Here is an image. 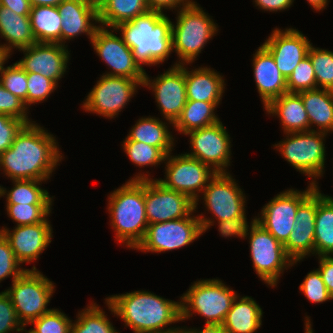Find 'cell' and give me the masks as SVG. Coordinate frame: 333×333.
Listing matches in <instances>:
<instances>
[{"mask_svg":"<svg viewBox=\"0 0 333 333\" xmlns=\"http://www.w3.org/2000/svg\"><path fill=\"white\" fill-rule=\"evenodd\" d=\"M249 239L250 257L253 268L265 284L277 287L280 276L285 270L301 261H292L281 244L257 221L245 239Z\"/></svg>","mask_w":333,"mask_h":333,"instance_id":"obj_10","label":"cell"},{"mask_svg":"<svg viewBox=\"0 0 333 333\" xmlns=\"http://www.w3.org/2000/svg\"><path fill=\"white\" fill-rule=\"evenodd\" d=\"M196 212L194 209L182 219L148 224L145 237L135 250L159 254L191 245L216 221L212 217L206 218L203 213L195 216Z\"/></svg>","mask_w":333,"mask_h":333,"instance_id":"obj_7","label":"cell"},{"mask_svg":"<svg viewBox=\"0 0 333 333\" xmlns=\"http://www.w3.org/2000/svg\"><path fill=\"white\" fill-rule=\"evenodd\" d=\"M263 313L254 298L238 293L222 326L226 333H256L262 325Z\"/></svg>","mask_w":333,"mask_h":333,"instance_id":"obj_27","label":"cell"},{"mask_svg":"<svg viewBox=\"0 0 333 333\" xmlns=\"http://www.w3.org/2000/svg\"><path fill=\"white\" fill-rule=\"evenodd\" d=\"M298 94L302 98L308 115L310 131L323 132L326 134L332 133L333 91L317 88L304 90L298 92Z\"/></svg>","mask_w":333,"mask_h":333,"instance_id":"obj_28","label":"cell"},{"mask_svg":"<svg viewBox=\"0 0 333 333\" xmlns=\"http://www.w3.org/2000/svg\"><path fill=\"white\" fill-rule=\"evenodd\" d=\"M327 135L317 131L285 133L286 138L273 147L299 173L310 177V183L319 189L316 179L324 176Z\"/></svg>","mask_w":333,"mask_h":333,"instance_id":"obj_8","label":"cell"},{"mask_svg":"<svg viewBox=\"0 0 333 333\" xmlns=\"http://www.w3.org/2000/svg\"><path fill=\"white\" fill-rule=\"evenodd\" d=\"M255 6L258 9L269 11V12H278L284 11L293 4L294 0H253Z\"/></svg>","mask_w":333,"mask_h":333,"instance_id":"obj_52","label":"cell"},{"mask_svg":"<svg viewBox=\"0 0 333 333\" xmlns=\"http://www.w3.org/2000/svg\"><path fill=\"white\" fill-rule=\"evenodd\" d=\"M316 189V185L309 183L303 191L290 188L280 192L262 207L257 222L284 245L293 232L298 207Z\"/></svg>","mask_w":333,"mask_h":333,"instance_id":"obj_13","label":"cell"},{"mask_svg":"<svg viewBox=\"0 0 333 333\" xmlns=\"http://www.w3.org/2000/svg\"><path fill=\"white\" fill-rule=\"evenodd\" d=\"M201 194L203 197L197 198L194 209L198 208L199 199H202L206 211L217 221L230 220L246 214V195L229 171L216 173Z\"/></svg>","mask_w":333,"mask_h":333,"instance_id":"obj_15","label":"cell"},{"mask_svg":"<svg viewBox=\"0 0 333 333\" xmlns=\"http://www.w3.org/2000/svg\"><path fill=\"white\" fill-rule=\"evenodd\" d=\"M28 108L24 101L13 95L0 84V114H6L13 118L23 120L26 124L32 123L28 117Z\"/></svg>","mask_w":333,"mask_h":333,"instance_id":"obj_46","label":"cell"},{"mask_svg":"<svg viewBox=\"0 0 333 333\" xmlns=\"http://www.w3.org/2000/svg\"><path fill=\"white\" fill-rule=\"evenodd\" d=\"M311 42L294 28H274L262 46L273 56L279 71L287 78L307 56Z\"/></svg>","mask_w":333,"mask_h":333,"instance_id":"obj_20","label":"cell"},{"mask_svg":"<svg viewBox=\"0 0 333 333\" xmlns=\"http://www.w3.org/2000/svg\"><path fill=\"white\" fill-rule=\"evenodd\" d=\"M54 284L40 271L26 270L5 289L23 326L52 310L47 306L55 292Z\"/></svg>","mask_w":333,"mask_h":333,"instance_id":"obj_9","label":"cell"},{"mask_svg":"<svg viewBox=\"0 0 333 333\" xmlns=\"http://www.w3.org/2000/svg\"><path fill=\"white\" fill-rule=\"evenodd\" d=\"M176 15V24L172 22V44L179 61L173 66L190 65L219 32L218 24L196 1L177 10Z\"/></svg>","mask_w":333,"mask_h":333,"instance_id":"obj_5","label":"cell"},{"mask_svg":"<svg viewBox=\"0 0 333 333\" xmlns=\"http://www.w3.org/2000/svg\"><path fill=\"white\" fill-rule=\"evenodd\" d=\"M310 7L315 10L316 12L323 11V9H326V6L328 5L329 0H306Z\"/></svg>","mask_w":333,"mask_h":333,"instance_id":"obj_55","label":"cell"},{"mask_svg":"<svg viewBox=\"0 0 333 333\" xmlns=\"http://www.w3.org/2000/svg\"><path fill=\"white\" fill-rule=\"evenodd\" d=\"M91 2H93L94 4L98 5L100 4L103 0H89Z\"/></svg>","mask_w":333,"mask_h":333,"instance_id":"obj_60","label":"cell"},{"mask_svg":"<svg viewBox=\"0 0 333 333\" xmlns=\"http://www.w3.org/2000/svg\"><path fill=\"white\" fill-rule=\"evenodd\" d=\"M48 217L40 223L15 226L12 230L2 227L0 232L7 238L20 264L36 262L51 243L53 228Z\"/></svg>","mask_w":333,"mask_h":333,"instance_id":"obj_21","label":"cell"},{"mask_svg":"<svg viewBox=\"0 0 333 333\" xmlns=\"http://www.w3.org/2000/svg\"><path fill=\"white\" fill-rule=\"evenodd\" d=\"M142 83L143 80L102 74L82 102L81 107L86 113L113 119L131 101Z\"/></svg>","mask_w":333,"mask_h":333,"instance_id":"obj_11","label":"cell"},{"mask_svg":"<svg viewBox=\"0 0 333 333\" xmlns=\"http://www.w3.org/2000/svg\"><path fill=\"white\" fill-rule=\"evenodd\" d=\"M29 19L36 42L61 44L62 19L57 6H32Z\"/></svg>","mask_w":333,"mask_h":333,"instance_id":"obj_33","label":"cell"},{"mask_svg":"<svg viewBox=\"0 0 333 333\" xmlns=\"http://www.w3.org/2000/svg\"><path fill=\"white\" fill-rule=\"evenodd\" d=\"M184 327V328H183ZM180 328L182 333H226L222 325L219 324H205V326L200 330V328H187L183 326Z\"/></svg>","mask_w":333,"mask_h":333,"instance_id":"obj_54","label":"cell"},{"mask_svg":"<svg viewBox=\"0 0 333 333\" xmlns=\"http://www.w3.org/2000/svg\"><path fill=\"white\" fill-rule=\"evenodd\" d=\"M142 87H147L154 93L155 102L163 120L174 124L187 102L185 64L171 66L154 79H150L145 71Z\"/></svg>","mask_w":333,"mask_h":333,"instance_id":"obj_18","label":"cell"},{"mask_svg":"<svg viewBox=\"0 0 333 333\" xmlns=\"http://www.w3.org/2000/svg\"><path fill=\"white\" fill-rule=\"evenodd\" d=\"M237 295L221 279L195 281L180 297L181 322L197 314L205 318V324L222 325Z\"/></svg>","mask_w":333,"mask_h":333,"instance_id":"obj_6","label":"cell"},{"mask_svg":"<svg viewBox=\"0 0 333 333\" xmlns=\"http://www.w3.org/2000/svg\"><path fill=\"white\" fill-rule=\"evenodd\" d=\"M22 328L9 295L5 290L0 292V333L21 332Z\"/></svg>","mask_w":333,"mask_h":333,"instance_id":"obj_47","label":"cell"},{"mask_svg":"<svg viewBox=\"0 0 333 333\" xmlns=\"http://www.w3.org/2000/svg\"><path fill=\"white\" fill-rule=\"evenodd\" d=\"M317 89L316 77L310 57L305 56L287 77L288 93Z\"/></svg>","mask_w":333,"mask_h":333,"instance_id":"obj_40","label":"cell"},{"mask_svg":"<svg viewBox=\"0 0 333 333\" xmlns=\"http://www.w3.org/2000/svg\"><path fill=\"white\" fill-rule=\"evenodd\" d=\"M319 268L322 280L327 290L333 296V256H318Z\"/></svg>","mask_w":333,"mask_h":333,"instance_id":"obj_50","label":"cell"},{"mask_svg":"<svg viewBox=\"0 0 333 333\" xmlns=\"http://www.w3.org/2000/svg\"><path fill=\"white\" fill-rule=\"evenodd\" d=\"M219 72L209 67L188 70L185 64V84L187 100L221 102L225 93V79Z\"/></svg>","mask_w":333,"mask_h":333,"instance_id":"obj_25","label":"cell"},{"mask_svg":"<svg viewBox=\"0 0 333 333\" xmlns=\"http://www.w3.org/2000/svg\"><path fill=\"white\" fill-rule=\"evenodd\" d=\"M72 321L61 310L52 308L49 312L31 321L34 333H71Z\"/></svg>","mask_w":333,"mask_h":333,"instance_id":"obj_41","label":"cell"},{"mask_svg":"<svg viewBox=\"0 0 333 333\" xmlns=\"http://www.w3.org/2000/svg\"><path fill=\"white\" fill-rule=\"evenodd\" d=\"M89 304L78 312L76 321H72L71 333H120L97 303Z\"/></svg>","mask_w":333,"mask_h":333,"instance_id":"obj_36","label":"cell"},{"mask_svg":"<svg viewBox=\"0 0 333 333\" xmlns=\"http://www.w3.org/2000/svg\"><path fill=\"white\" fill-rule=\"evenodd\" d=\"M148 173V174H146ZM128 180H145V208L148 224L182 219L194 210V202L185 194L168 189L151 178L149 171Z\"/></svg>","mask_w":333,"mask_h":333,"instance_id":"obj_14","label":"cell"},{"mask_svg":"<svg viewBox=\"0 0 333 333\" xmlns=\"http://www.w3.org/2000/svg\"><path fill=\"white\" fill-rule=\"evenodd\" d=\"M263 109L266 114L279 118L284 134L310 131L308 115L298 93L287 92L272 100Z\"/></svg>","mask_w":333,"mask_h":333,"instance_id":"obj_26","label":"cell"},{"mask_svg":"<svg viewBox=\"0 0 333 333\" xmlns=\"http://www.w3.org/2000/svg\"><path fill=\"white\" fill-rule=\"evenodd\" d=\"M107 210L115 239L136 249L145 237L148 220L145 208V180H128L108 195Z\"/></svg>","mask_w":333,"mask_h":333,"instance_id":"obj_4","label":"cell"},{"mask_svg":"<svg viewBox=\"0 0 333 333\" xmlns=\"http://www.w3.org/2000/svg\"><path fill=\"white\" fill-rule=\"evenodd\" d=\"M170 333H182V331L180 330V328L176 331L170 332Z\"/></svg>","mask_w":333,"mask_h":333,"instance_id":"obj_61","label":"cell"},{"mask_svg":"<svg viewBox=\"0 0 333 333\" xmlns=\"http://www.w3.org/2000/svg\"><path fill=\"white\" fill-rule=\"evenodd\" d=\"M167 121V122H166ZM173 123L160 120L155 116L141 117L132 126L127 137L132 141H139L158 147L166 156L174 150L175 138L169 130Z\"/></svg>","mask_w":333,"mask_h":333,"instance_id":"obj_29","label":"cell"},{"mask_svg":"<svg viewBox=\"0 0 333 333\" xmlns=\"http://www.w3.org/2000/svg\"><path fill=\"white\" fill-rule=\"evenodd\" d=\"M132 50L135 61L144 65L162 64L173 52L172 21L159 11L148 10L136 18L114 27Z\"/></svg>","mask_w":333,"mask_h":333,"instance_id":"obj_3","label":"cell"},{"mask_svg":"<svg viewBox=\"0 0 333 333\" xmlns=\"http://www.w3.org/2000/svg\"><path fill=\"white\" fill-rule=\"evenodd\" d=\"M104 300L111 314L119 317L134 333H170L180 328L168 327L181 321L180 299L176 302L138 290L111 295Z\"/></svg>","mask_w":333,"mask_h":333,"instance_id":"obj_2","label":"cell"},{"mask_svg":"<svg viewBox=\"0 0 333 333\" xmlns=\"http://www.w3.org/2000/svg\"><path fill=\"white\" fill-rule=\"evenodd\" d=\"M0 36L6 41L0 45L10 55L13 49L20 50L36 43L29 16L16 14L4 6H0Z\"/></svg>","mask_w":333,"mask_h":333,"instance_id":"obj_30","label":"cell"},{"mask_svg":"<svg viewBox=\"0 0 333 333\" xmlns=\"http://www.w3.org/2000/svg\"><path fill=\"white\" fill-rule=\"evenodd\" d=\"M306 317L305 319V333H314L313 329H312V323H311V319L309 316L305 315Z\"/></svg>","mask_w":333,"mask_h":333,"instance_id":"obj_58","label":"cell"},{"mask_svg":"<svg viewBox=\"0 0 333 333\" xmlns=\"http://www.w3.org/2000/svg\"><path fill=\"white\" fill-rule=\"evenodd\" d=\"M10 56L11 55L0 45V72L2 71Z\"/></svg>","mask_w":333,"mask_h":333,"instance_id":"obj_57","label":"cell"},{"mask_svg":"<svg viewBox=\"0 0 333 333\" xmlns=\"http://www.w3.org/2000/svg\"><path fill=\"white\" fill-rule=\"evenodd\" d=\"M148 10L146 0H103L98 4L99 25L114 28Z\"/></svg>","mask_w":333,"mask_h":333,"instance_id":"obj_34","label":"cell"},{"mask_svg":"<svg viewBox=\"0 0 333 333\" xmlns=\"http://www.w3.org/2000/svg\"><path fill=\"white\" fill-rule=\"evenodd\" d=\"M15 257L7 238L0 232V283L7 277H12V282L20 277L26 270H38L34 265L32 269H25Z\"/></svg>","mask_w":333,"mask_h":333,"instance_id":"obj_44","label":"cell"},{"mask_svg":"<svg viewBox=\"0 0 333 333\" xmlns=\"http://www.w3.org/2000/svg\"><path fill=\"white\" fill-rule=\"evenodd\" d=\"M59 150L56 136L36 121L25 124L0 155V171L10 180L47 181L64 158Z\"/></svg>","mask_w":333,"mask_h":333,"instance_id":"obj_1","label":"cell"},{"mask_svg":"<svg viewBox=\"0 0 333 333\" xmlns=\"http://www.w3.org/2000/svg\"><path fill=\"white\" fill-rule=\"evenodd\" d=\"M67 47L59 43L36 42L18 50L24 57L16 62L24 71L40 73L58 86L68 69L70 51Z\"/></svg>","mask_w":333,"mask_h":333,"instance_id":"obj_19","label":"cell"},{"mask_svg":"<svg viewBox=\"0 0 333 333\" xmlns=\"http://www.w3.org/2000/svg\"><path fill=\"white\" fill-rule=\"evenodd\" d=\"M307 55L313 65L317 88L333 91V51L311 44Z\"/></svg>","mask_w":333,"mask_h":333,"instance_id":"obj_38","label":"cell"},{"mask_svg":"<svg viewBox=\"0 0 333 333\" xmlns=\"http://www.w3.org/2000/svg\"><path fill=\"white\" fill-rule=\"evenodd\" d=\"M185 135L190 137L191 146L190 153H185L187 156L198 159L216 173H227V168L231 166L232 144L227 128L221 121Z\"/></svg>","mask_w":333,"mask_h":333,"instance_id":"obj_16","label":"cell"},{"mask_svg":"<svg viewBox=\"0 0 333 333\" xmlns=\"http://www.w3.org/2000/svg\"><path fill=\"white\" fill-rule=\"evenodd\" d=\"M25 327H27V325H24V326H23L21 333H22L23 331H24L25 333H34L31 329H29V330L26 329V330H25V329H24Z\"/></svg>","mask_w":333,"mask_h":333,"instance_id":"obj_59","label":"cell"},{"mask_svg":"<svg viewBox=\"0 0 333 333\" xmlns=\"http://www.w3.org/2000/svg\"><path fill=\"white\" fill-rule=\"evenodd\" d=\"M149 10L164 13V10L177 11L180 8L189 6L193 0H146ZM164 9V10H163Z\"/></svg>","mask_w":333,"mask_h":333,"instance_id":"obj_51","label":"cell"},{"mask_svg":"<svg viewBox=\"0 0 333 333\" xmlns=\"http://www.w3.org/2000/svg\"><path fill=\"white\" fill-rule=\"evenodd\" d=\"M246 214L230 220L217 221L218 231L222 237H237L243 238L247 236L253 224L257 221V216L252 218L250 225L247 222Z\"/></svg>","mask_w":333,"mask_h":333,"instance_id":"obj_48","label":"cell"},{"mask_svg":"<svg viewBox=\"0 0 333 333\" xmlns=\"http://www.w3.org/2000/svg\"><path fill=\"white\" fill-rule=\"evenodd\" d=\"M165 158L164 179H156L164 187L187 195L193 202L201 197L199 194L206 188L216 172L198 159L184 154L171 155Z\"/></svg>","mask_w":333,"mask_h":333,"instance_id":"obj_12","label":"cell"},{"mask_svg":"<svg viewBox=\"0 0 333 333\" xmlns=\"http://www.w3.org/2000/svg\"><path fill=\"white\" fill-rule=\"evenodd\" d=\"M221 102H204L187 100L182 113L173 124L179 134H187L190 131L213 125L220 120L215 110Z\"/></svg>","mask_w":333,"mask_h":333,"instance_id":"obj_32","label":"cell"},{"mask_svg":"<svg viewBox=\"0 0 333 333\" xmlns=\"http://www.w3.org/2000/svg\"><path fill=\"white\" fill-rule=\"evenodd\" d=\"M0 6L22 16H29L32 7L30 0H0Z\"/></svg>","mask_w":333,"mask_h":333,"instance_id":"obj_53","label":"cell"},{"mask_svg":"<svg viewBox=\"0 0 333 333\" xmlns=\"http://www.w3.org/2000/svg\"><path fill=\"white\" fill-rule=\"evenodd\" d=\"M58 87L51 79L40 73L27 72V108L29 109L32 104L46 101Z\"/></svg>","mask_w":333,"mask_h":333,"instance_id":"obj_43","label":"cell"},{"mask_svg":"<svg viewBox=\"0 0 333 333\" xmlns=\"http://www.w3.org/2000/svg\"><path fill=\"white\" fill-rule=\"evenodd\" d=\"M0 84L13 95L24 101L27 107V72L17 62L3 67L0 72Z\"/></svg>","mask_w":333,"mask_h":333,"instance_id":"obj_42","label":"cell"},{"mask_svg":"<svg viewBox=\"0 0 333 333\" xmlns=\"http://www.w3.org/2000/svg\"><path fill=\"white\" fill-rule=\"evenodd\" d=\"M63 0H30L31 6H58Z\"/></svg>","mask_w":333,"mask_h":333,"instance_id":"obj_56","label":"cell"},{"mask_svg":"<svg viewBox=\"0 0 333 333\" xmlns=\"http://www.w3.org/2000/svg\"><path fill=\"white\" fill-rule=\"evenodd\" d=\"M114 32V28L100 26L90 41L94 52L107 64L108 69H111L103 74L143 80L145 69L135 61L132 50L123 41L122 36L118 37Z\"/></svg>","mask_w":333,"mask_h":333,"instance_id":"obj_17","label":"cell"},{"mask_svg":"<svg viewBox=\"0 0 333 333\" xmlns=\"http://www.w3.org/2000/svg\"><path fill=\"white\" fill-rule=\"evenodd\" d=\"M252 67L263 108L288 92L287 78L279 71L273 56L262 45L253 54Z\"/></svg>","mask_w":333,"mask_h":333,"instance_id":"obj_24","label":"cell"},{"mask_svg":"<svg viewBox=\"0 0 333 333\" xmlns=\"http://www.w3.org/2000/svg\"><path fill=\"white\" fill-rule=\"evenodd\" d=\"M316 212L317 189L298 207L293 232L284 244L285 252L292 261L314 256Z\"/></svg>","mask_w":333,"mask_h":333,"instance_id":"obj_23","label":"cell"},{"mask_svg":"<svg viewBox=\"0 0 333 333\" xmlns=\"http://www.w3.org/2000/svg\"><path fill=\"white\" fill-rule=\"evenodd\" d=\"M26 123L6 114H0V155L11 147L17 133Z\"/></svg>","mask_w":333,"mask_h":333,"instance_id":"obj_49","label":"cell"},{"mask_svg":"<svg viewBox=\"0 0 333 333\" xmlns=\"http://www.w3.org/2000/svg\"><path fill=\"white\" fill-rule=\"evenodd\" d=\"M61 24V45L85 34L91 41L100 27L98 5L89 0H63L58 6ZM94 22V23H93ZM96 24V25H95Z\"/></svg>","mask_w":333,"mask_h":333,"instance_id":"obj_22","label":"cell"},{"mask_svg":"<svg viewBox=\"0 0 333 333\" xmlns=\"http://www.w3.org/2000/svg\"><path fill=\"white\" fill-rule=\"evenodd\" d=\"M314 255L333 256V197L317 189Z\"/></svg>","mask_w":333,"mask_h":333,"instance_id":"obj_31","label":"cell"},{"mask_svg":"<svg viewBox=\"0 0 333 333\" xmlns=\"http://www.w3.org/2000/svg\"><path fill=\"white\" fill-rule=\"evenodd\" d=\"M123 151L129 157L131 162L141 167L161 165L165 161L166 155L155 146H151L144 142L132 141L128 137L121 144Z\"/></svg>","mask_w":333,"mask_h":333,"instance_id":"obj_37","label":"cell"},{"mask_svg":"<svg viewBox=\"0 0 333 333\" xmlns=\"http://www.w3.org/2000/svg\"><path fill=\"white\" fill-rule=\"evenodd\" d=\"M42 182L46 181L12 180L11 190L0 185V197H6V204L52 205L53 196L40 187Z\"/></svg>","mask_w":333,"mask_h":333,"instance_id":"obj_35","label":"cell"},{"mask_svg":"<svg viewBox=\"0 0 333 333\" xmlns=\"http://www.w3.org/2000/svg\"><path fill=\"white\" fill-rule=\"evenodd\" d=\"M299 290L311 303L319 304L333 300V296L327 290L318 269L307 273L301 285H299Z\"/></svg>","mask_w":333,"mask_h":333,"instance_id":"obj_45","label":"cell"},{"mask_svg":"<svg viewBox=\"0 0 333 333\" xmlns=\"http://www.w3.org/2000/svg\"><path fill=\"white\" fill-rule=\"evenodd\" d=\"M53 205L6 204L7 215L17 225H31L43 222L52 213Z\"/></svg>","mask_w":333,"mask_h":333,"instance_id":"obj_39","label":"cell"}]
</instances>
